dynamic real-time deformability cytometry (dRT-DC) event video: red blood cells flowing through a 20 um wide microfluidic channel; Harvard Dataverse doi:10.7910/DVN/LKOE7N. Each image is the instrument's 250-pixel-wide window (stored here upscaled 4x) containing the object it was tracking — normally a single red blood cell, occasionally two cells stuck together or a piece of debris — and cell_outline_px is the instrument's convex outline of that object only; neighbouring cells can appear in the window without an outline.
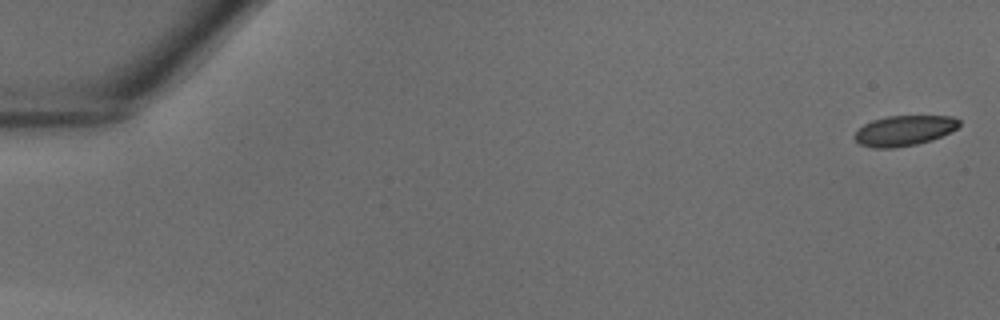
{"species": "common noctule bat (a hibernating species)", "species_latin": "Nyctalus noctula", "temperature_condition": "warm", "stored_images_in_passage": 13, "camera_frame_rate_fps": 3000, "um_per_image_px": 0.085, "animal": {"sex": "male", "body_mass_g": 18.8}, "frame": {"image": 1, "passage_image": 1, "time_ms": 0.0, "image_size_px": [1000, 320], "cell_outline_px": [[960, 124], [956, 128], [932, 140], [916, 144], [892, 148], [872, 148], [860, 144], [852, 136], [864, 124], [872, 120], [888, 116], [952, 116], [960, 120]], "centroid_in_image_um": [76.83, 11.1], "position_along_channel_um": 8.2, "area_um2": 18.32}}
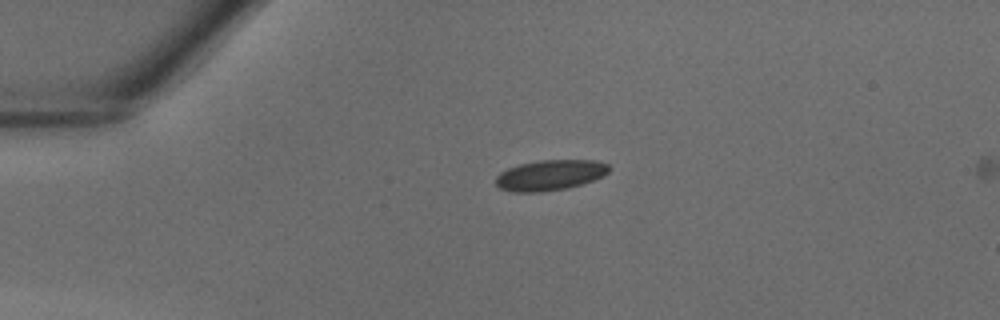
{"frame": {"image": 2, "passage_image": 10, "time_ms": 3.0, "image_size_px": [1000, 320], "cell_outline_px": [[612, 168], [604, 176], [568, 188], [540, 192], [512, 192], [500, 188], [496, 184], [496, 176], [500, 172], [508, 168], [520, 164], [540, 160], [596, 160], [608, 164]], "centroid_in_image_um": [46.77, 14.88], "position_along_channel_um": 38.2, "area_um2": 20.17}}